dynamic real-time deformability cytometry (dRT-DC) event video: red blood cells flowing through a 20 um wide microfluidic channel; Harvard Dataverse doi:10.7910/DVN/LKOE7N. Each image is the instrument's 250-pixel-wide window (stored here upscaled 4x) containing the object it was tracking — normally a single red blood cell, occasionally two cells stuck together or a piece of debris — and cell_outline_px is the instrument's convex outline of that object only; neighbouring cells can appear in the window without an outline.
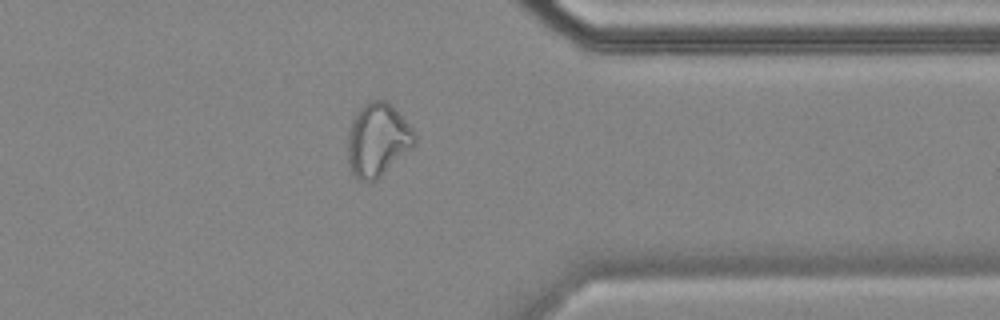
{"species": "common noctule bat (a hibernating species)", "species_latin": "Nyctalus noctula", "temperature_condition": "cold", "stored_images_in_passage": 44, "camera_frame_rate_fps": 3000, "um_per_image_px": 0.085, "animal": {"sex": "female", "body_mass_g": 18.4}, "frame": {"image": 1, "passage_image": 32, "time_ms": 10.333, "image_size_px": [1000, 320], "cell_outline_px": [[416, 144], [412, 148], [372, 184], [360, 180], [352, 176], [348, 160], [348, 128], [356, 112], [368, 100], [388, 100], [392, 104], [412, 128], [416, 136]], "centroid_in_image_um": [32.09, 11.9], "position_along_channel_um": 379.3, "area_um2": 29.02}, "authors_computed_cell_mechanics": {"area_um2": 27.3394, "velocity_mm_per_s": 3.5181, "shape_relaxation_time_tau1_ms": null, "shape_relaxation_time_tau2_ms": 2.834, "deformation_change_tau1": null, "deformation_change_tau2": 0.0928}}